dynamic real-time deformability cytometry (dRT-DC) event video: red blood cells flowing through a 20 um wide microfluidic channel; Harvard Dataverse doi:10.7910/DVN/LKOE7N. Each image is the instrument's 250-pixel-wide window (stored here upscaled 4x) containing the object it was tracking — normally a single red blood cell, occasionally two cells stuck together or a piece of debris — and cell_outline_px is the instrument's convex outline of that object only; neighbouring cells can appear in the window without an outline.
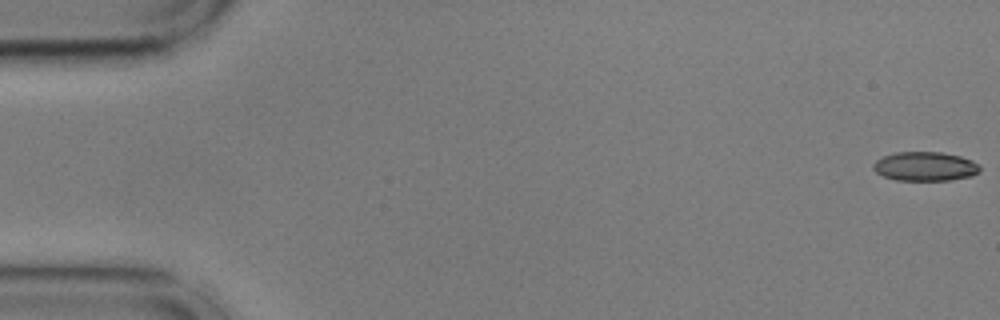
{"species": "common noctule bat (a hibernating species)", "species_latin": "Nyctalus noctula", "temperature_condition": "cold", "stored_images_in_passage": 55, "camera_frame_rate_fps": 3000, "um_per_image_px": 0.085, "animal": {"sex": "male", "body_mass_g": 17.9, "forearm_length_mm": 54.2}, "frame": {"image": 1, "passage_image": 1, "time_ms": 0.0, "image_size_px": [1000, 320], "cell_outline_px": [[980, 172], [972, 176], [948, 180], [896, 180], [884, 176], [876, 172], [872, 168], [872, 164], [876, 160], [884, 156], [896, 152], [940, 152], [960, 156], [972, 160], [980, 168]], "centroid_in_image_um": [78.62, 14.14], "position_along_channel_um": 6.4, "area_um2": 18.03}}
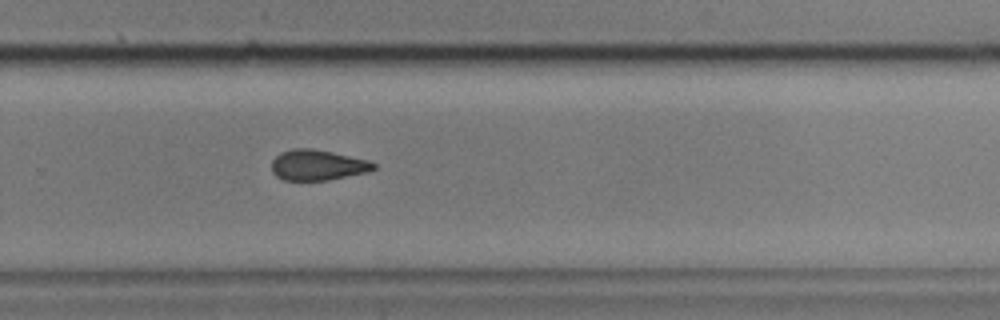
{"frame": {"image": 2, "passage_image": 37, "time_ms": 12.0, "image_size_px": [1000, 320], "cell_outline_px": [[376, 168], [368, 172], [328, 180], [284, 180], [276, 176], [272, 172], [272, 160], [280, 152], [292, 148], [312, 148], [332, 152], [368, 160], [376, 164]], "centroid_in_image_um": [26.98, 14.02], "position_along_channel_um": 302.8, "area_um2": 18.21}}
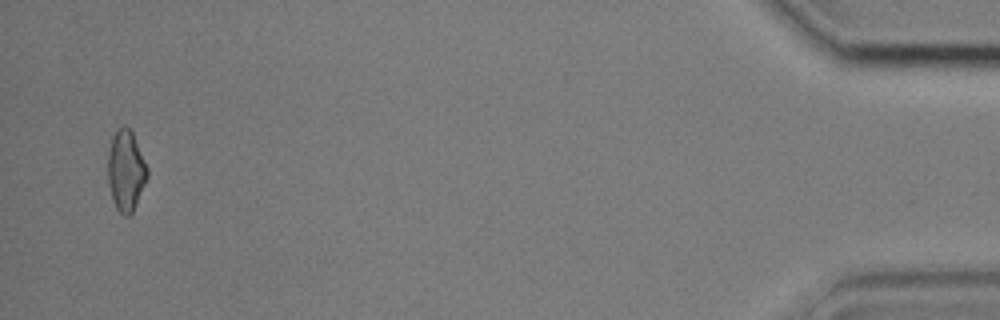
{"frame": {"image": 3, "passage_image": 54, "time_ms": 17.667, "image_size_px": [1000, 320], "cell_outline_px": [[148, 176], [136, 204], [132, 212], [128, 216], [124, 216], [116, 208], [112, 200], [108, 184], [108, 156], [112, 136], [116, 128], [124, 124], [132, 132], [148, 168]], "centroid_in_image_um": [10.69, 14.49], "position_along_channel_um": 424.5, "area_um2": 18.55}, "authors_computed_cell_mechanics": {"area_um2": 18.6694, "velocity_mm_per_s": 3.627, "shape_relaxation_time_tau1_ms": 8.7575, "shape_relaxation_time_tau2_ms": 3.1589, "deformation_change_tau1": 0.1467, "deformation_change_tau2": 0.1035}}